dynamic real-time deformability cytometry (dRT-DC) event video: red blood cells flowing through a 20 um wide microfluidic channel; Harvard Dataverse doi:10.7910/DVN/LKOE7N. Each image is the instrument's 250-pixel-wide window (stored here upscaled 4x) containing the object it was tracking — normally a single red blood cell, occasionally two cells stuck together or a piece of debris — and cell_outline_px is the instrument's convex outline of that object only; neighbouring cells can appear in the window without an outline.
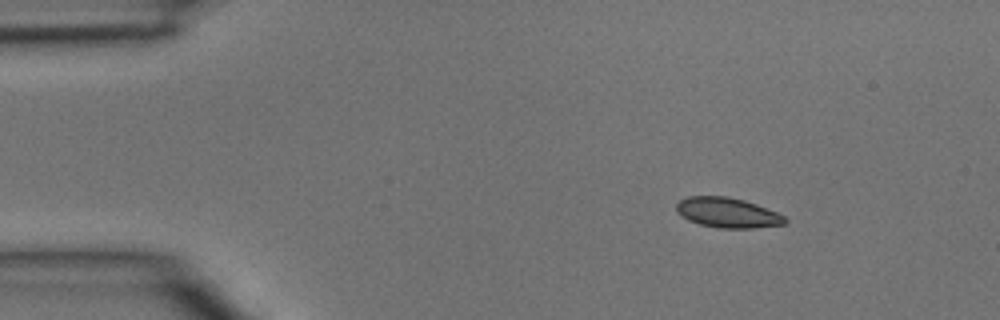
{"species": "common noctule bat (a hibernating species)", "species_latin": "Nyctalus noctula", "temperature_condition": "room temperature", "stored_images_in_passage": 4, "camera_frame_rate_fps": 3000, "um_per_image_px": 0.085, "animal": {"sex": "male", "body_mass_g": 15.6}, "frame": {"image": 1, "passage_image": 1, "time_ms": 0.0, "image_size_px": [1000, 320], "cell_outline_px": [[788, 224], [752, 228], [716, 228], [700, 224], [688, 220], [676, 212], [676, 204], [680, 200], [688, 196], [728, 196], [744, 200], [756, 204], [776, 212], [784, 216], [788, 220]], "centroid_in_image_um": [61.84, 18.08], "position_along_channel_um": 23.2, "area_um2": 19.13}}
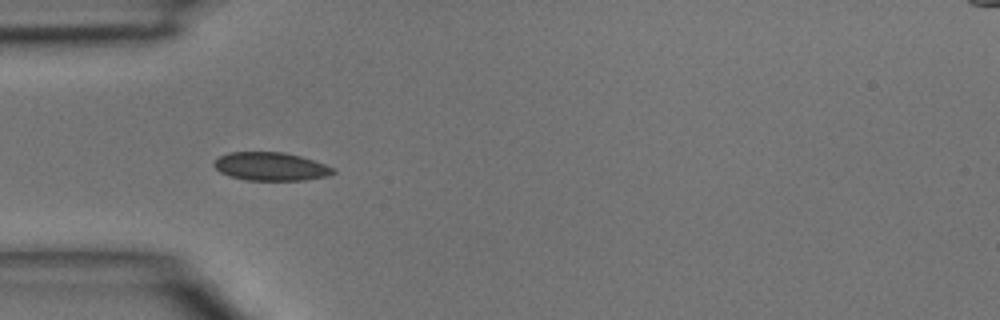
{"frame": {"image": 2, "passage_image": 3, "time_ms": 0.667, "image_size_px": [1000, 320], "cell_outline_px": [[336, 172], [328, 176], [304, 180], [244, 180], [228, 176], [220, 172], [212, 164], [220, 156], [228, 152], [284, 152], [300, 156], [324, 164], [332, 168]], "centroid_in_image_um": [22.98, 14.15], "position_along_channel_um": 62.0, "area_um2": 19.59}}